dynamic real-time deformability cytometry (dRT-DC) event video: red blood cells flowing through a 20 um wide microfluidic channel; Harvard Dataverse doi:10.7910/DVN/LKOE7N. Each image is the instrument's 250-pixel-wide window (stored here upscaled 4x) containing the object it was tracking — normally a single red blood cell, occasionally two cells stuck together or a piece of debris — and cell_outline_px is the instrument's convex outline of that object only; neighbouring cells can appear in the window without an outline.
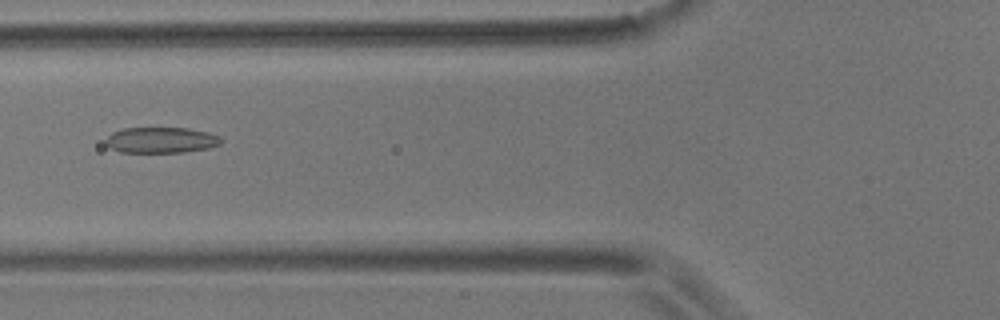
{"species": "common noctule bat (a hibernating species)", "species_latin": "Nyctalus noctula", "temperature_condition": "room temperature", "stored_images_in_passage": 37, "camera_frame_rate_fps": 3000, "um_per_image_px": 0.085, "animal": {"sex": "male", "body_mass_g": 17.9}, "frame": {"image": 1, "passage_image": 22, "time_ms": 7.0, "image_size_px": [1000, 320], "cell_outline_px": [[224, 140], [220, 144], [208, 148], [184, 152], [120, 152], [112, 148], [104, 140], [112, 132], [124, 128], [188, 128], [208, 132], [220, 136]], "centroid_in_image_um": [13.73, 11.9], "position_along_channel_um": 112.1, "area_um2": 17.34}}
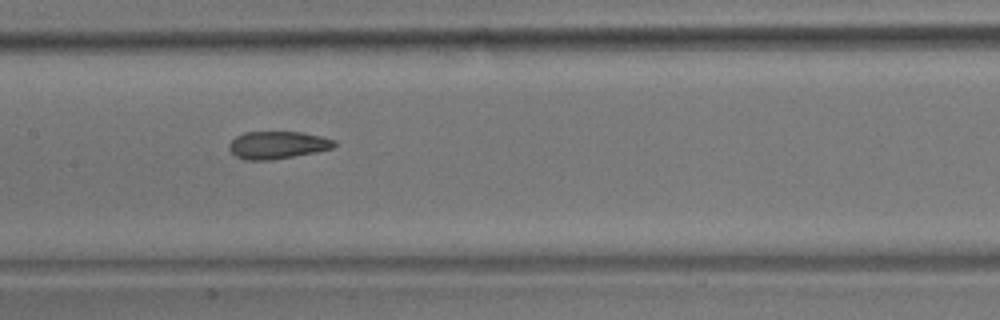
{"frame": {"image": 2, "passage_image": 28, "time_ms": 9.0, "image_size_px": [1000, 320], "cell_outline_px": [[336, 144], [332, 148], [316, 152], [272, 160], [248, 160], [236, 156], [228, 148], [228, 144], [236, 136], [244, 132], [304, 132], [336, 140]], "centroid_in_image_um": [23.59, 12.32], "position_along_channel_um": 183.8, "area_um2": 16.88}}
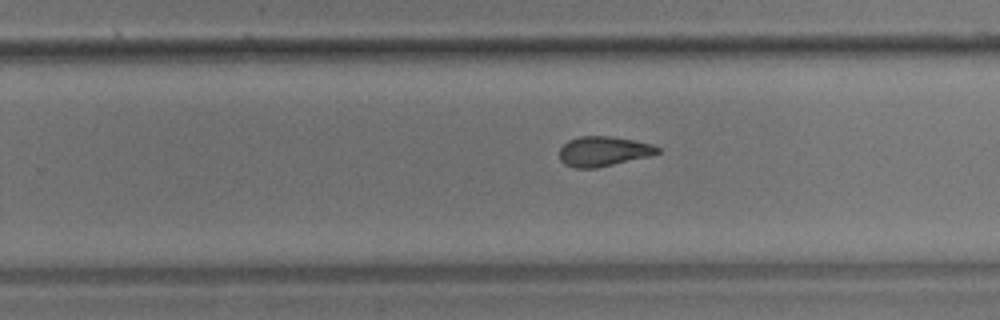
{"frame": {"image": 3, "passage_image": 36, "time_ms": 11.667, "image_size_px": [1000, 320], "cell_outline_px": [[660, 152], [648, 156], [596, 168], [576, 168], [564, 164], [560, 160], [560, 148], [568, 140], [580, 136], [608, 136], [632, 140], [652, 144], [660, 148]], "centroid_in_image_um": [51.26, 12.86], "position_along_channel_um": 278.5, "area_um2": 16.88}}